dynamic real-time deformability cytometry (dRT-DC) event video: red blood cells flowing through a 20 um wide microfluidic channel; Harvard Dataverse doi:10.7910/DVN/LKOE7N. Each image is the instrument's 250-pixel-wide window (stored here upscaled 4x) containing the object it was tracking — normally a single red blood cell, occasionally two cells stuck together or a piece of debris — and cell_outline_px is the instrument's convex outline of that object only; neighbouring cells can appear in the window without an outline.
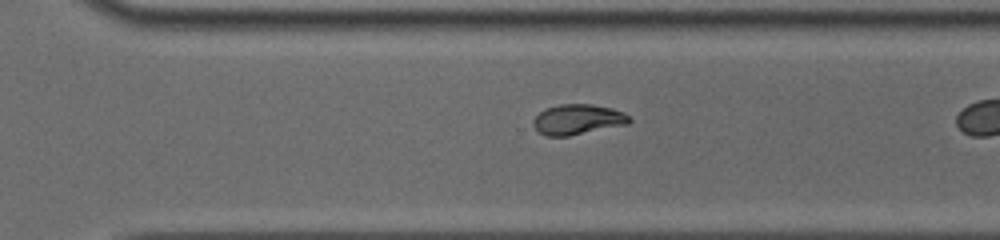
{"species": "common noctule bat (a hibernating species)", "species_latin": "Nyctalus noctula", "temperature_condition": "cold", "stored_images_in_passage": 30, "camera_frame_rate_fps": 3000, "um_per_image_px": 0.085, "animal": {"sex": "male", "body_mass_g": 19.0, "forearm_length_mm": 50.8}, "frame": {"image": 1, "passage_image": 26, "time_ms": 8.333, "image_size_px": [1000, 240], "cell_outline_px": [[632, 120], [628, 124], [568, 136], [544, 136], [532, 124], [532, 120], [540, 112], [548, 108], [560, 104], [592, 104], [612, 108], [624, 112]], "centroid_in_image_um": [49.12, 10.15], "position_along_channel_um": 321.5, "area_um2": 16.88}}